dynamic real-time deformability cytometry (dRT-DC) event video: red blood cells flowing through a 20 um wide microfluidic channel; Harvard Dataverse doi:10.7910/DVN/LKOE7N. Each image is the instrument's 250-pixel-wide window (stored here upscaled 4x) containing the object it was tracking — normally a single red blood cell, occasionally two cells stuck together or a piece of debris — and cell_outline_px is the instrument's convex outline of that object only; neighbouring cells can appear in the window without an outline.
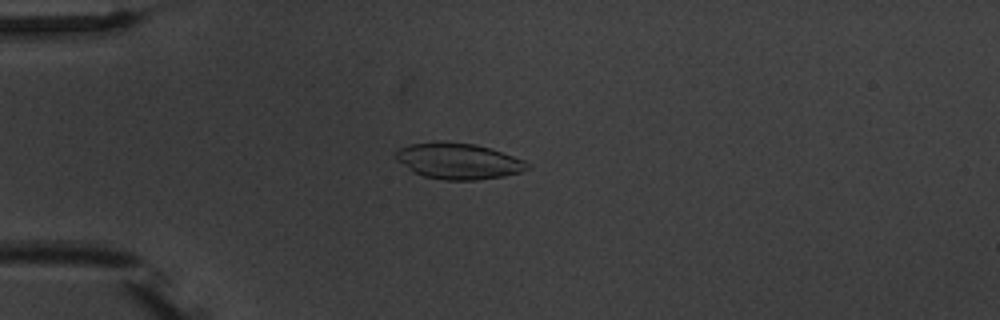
{"species": "common noctule bat (a hibernating species)", "species_latin": "Nyctalus noctula", "temperature_condition": "warm", "stored_images_in_passage": 6, "camera_frame_rate_fps": 3000, "um_per_image_px": 0.085, "animal": {"sex": "male", "body_mass_g": 20.1, "forearm_length_mm": 53.5}, "frame": {"image": 1, "passage_image": 4, "time_ms": 3.333, "image_size_px": [1000, 320], "cell_outline_px": [[532, 168], [520, 172], [504, 176], [476, 180], [444, 180], [424, 176], [412, 172], [396, 160], [396, 152], [400, 148], [412, 144], [476, 144], [492, 148], [524, 160], [532, 164]], "centroid_in_image_um": [39.04, 13.74], "position_along_channel_um": 46.0, "area_um2": 27.05}}